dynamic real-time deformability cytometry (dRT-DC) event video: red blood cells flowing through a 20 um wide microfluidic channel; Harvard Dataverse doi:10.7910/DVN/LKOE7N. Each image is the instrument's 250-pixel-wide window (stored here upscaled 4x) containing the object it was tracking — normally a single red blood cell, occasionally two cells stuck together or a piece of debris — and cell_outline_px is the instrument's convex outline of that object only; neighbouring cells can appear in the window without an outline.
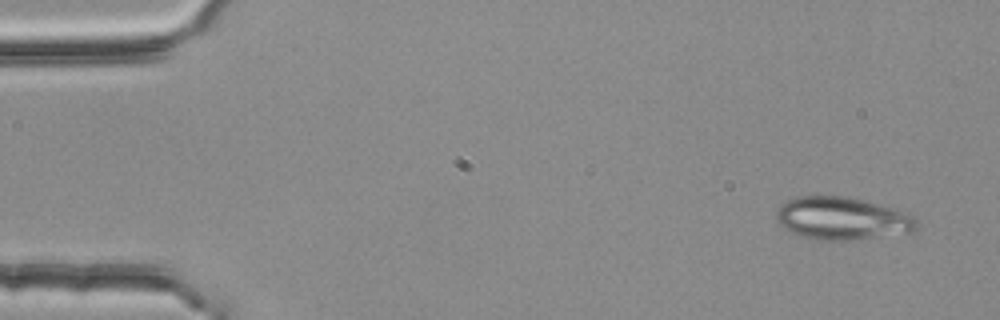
{"species": "common noctule bat (a hibernating species)", "species_latin": "Nyctalus noctula", "temperature_condition": "room temperature", "stored_images_in_passage": 3, "camera_frame_rate_fps": 3000, "um_per_image_px": 0.085, "animal": {"sex": "female", "body_mass_g": 25.1}, "frame": {"image": 1, "passage_image": 1, "time_ms": 0.0, "image_size_px": [1000, 320], "cell_outline_px": [[916, 228], [908, 232], [852, 240], [816, 240], [800, 236], [784, 228], [780, 224], [776, 216], [776, 212], [780, 204], [796, 196], [848, 196], [864, 200], [908, 212], [916, 220]], "centroid_in_image_um": [71.54, 18.55], "position_along_channel_um": 13.5, "area_um2": 34.8}}